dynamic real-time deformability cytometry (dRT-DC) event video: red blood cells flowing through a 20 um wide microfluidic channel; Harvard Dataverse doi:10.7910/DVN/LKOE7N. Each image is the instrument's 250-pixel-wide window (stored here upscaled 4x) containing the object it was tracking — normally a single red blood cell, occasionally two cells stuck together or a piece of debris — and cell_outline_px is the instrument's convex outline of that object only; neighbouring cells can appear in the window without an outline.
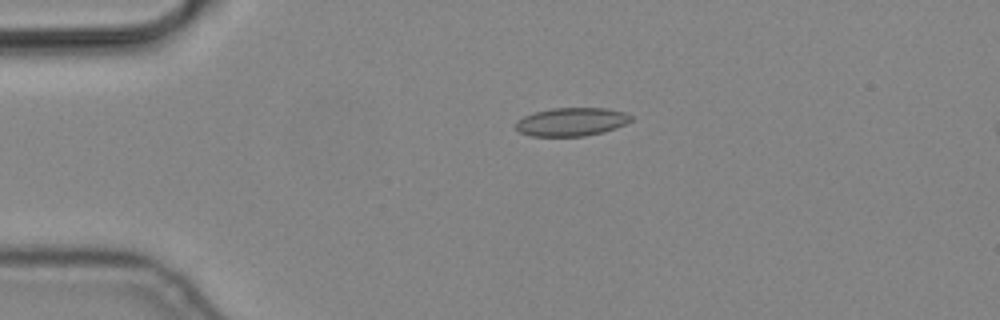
{"species": "common noctule bat (a hibernating species)", "species_latin": "Nyctalus noctula", "temperature_condition": "cold", "stored_images_in_passage": 3, "camera_frame_rate_fps": 3000, "um_per_image_px": 0.085, "animal": {"sex": "male", "body_mass_g": 19.2, "forearm_length_mm": 51.8}, "frame": {"image": 1, "passage_image": 1, "time_ms": 0.0, "image_size_px": [1000, 320], "cell_outline_px": [[632, 120], [616, 128], [604, 132], [584, 136], [532, 136], [520, 132], [516, 128], [516, 120], [532, 112], [552, 108], [608, 108], [624, 112], [632, 116]], "centroid_in_image_um": [48.57, 10.35], "position_along_channel_um": 36.4, "area_um2": 19.13}}